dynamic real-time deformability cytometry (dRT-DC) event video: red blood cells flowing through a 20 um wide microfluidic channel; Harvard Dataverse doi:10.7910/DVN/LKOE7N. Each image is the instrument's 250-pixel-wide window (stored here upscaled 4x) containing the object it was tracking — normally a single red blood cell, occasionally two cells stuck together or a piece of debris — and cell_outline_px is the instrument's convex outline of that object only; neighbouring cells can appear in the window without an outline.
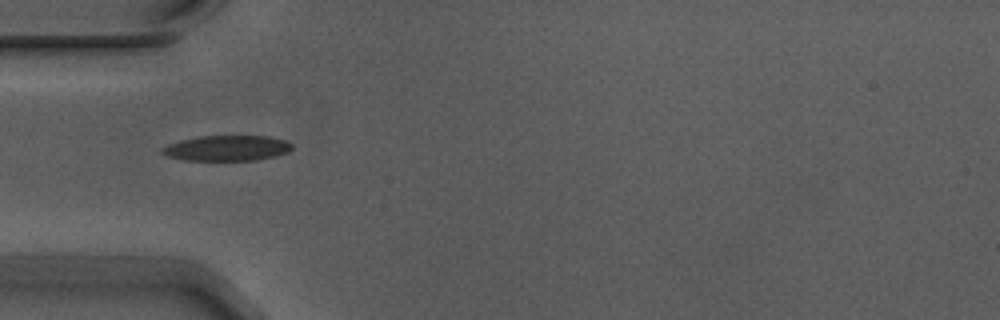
{"species": "Egyptian fruit bat (a non-hibernating species)", "species_latin": "Rousettus aegyptiacus", "temperature_condition": "warm", "stored_images_in_passage": 1, "camera_frame_rate_fps": 3000, "um_per_image_px": 0.085, "animal": {"sex": "male"}, "frame": {"image": 1, "passage_image": 1, "time_ms": 0.0, "image_size_px": [1000, 320], "cell_outline_px": [[292, 148], [288, 152], [256, 160], [184, 160], [168, 156], [160, 152], [160, 148], [168, 144], [180, 140], [200, 136], [268, 136], [284, 140], [292, 144]], "centroid_in_image_um": [19.25, 12.58], "position_along_channel_um": 65.8, "area_um2": 19.13}}